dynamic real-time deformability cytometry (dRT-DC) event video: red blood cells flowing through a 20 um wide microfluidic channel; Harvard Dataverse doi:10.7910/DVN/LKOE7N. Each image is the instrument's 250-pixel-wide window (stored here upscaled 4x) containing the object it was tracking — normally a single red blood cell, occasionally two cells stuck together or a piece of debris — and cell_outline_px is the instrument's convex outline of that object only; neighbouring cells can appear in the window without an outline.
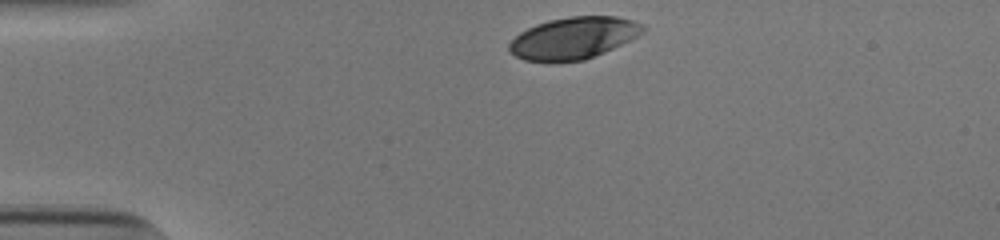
{"species": "human", "species_latin": "Homo sapiens", "temperature_condition": "cold", "stored_images_in_passage": 33, "camera_frame_rate_fps": 3000, "um_per_image_px": 0.085, "donor": {"sex": "male"}, "frame": {"image": 1, "passage_image": 1, "time_ms": 0.0, "image_size_px": [1000, 240], "cell_outline_px": [[644, 32], [604, 52], [584, 60], [552, 64], [548, 64], [524, 60], [516, 56], [508, 48], [508, 44], [520, 32], [536, 24], [548, 20], [572, 16], [616, 16], [632, 20], [644, 24]], "centroid_in_image_um": [48.71, 3.26], "position_along_channel_um": 36.3, "area_um2": 32.89}}
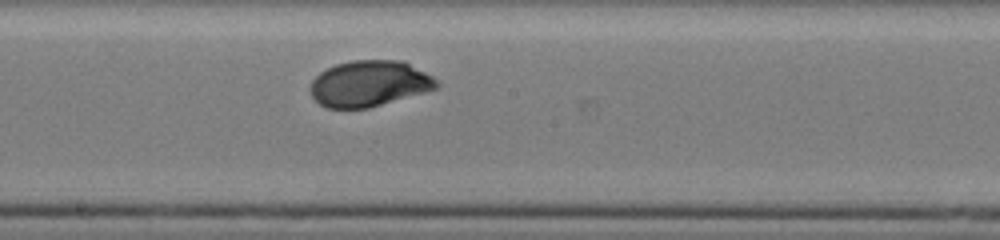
{"frame": {"image": 2, "passage_image": 19, "time_ms": 6.0, "image_size_px": [1000, 240], "cell_outline_px": [[440, 88], [368, 108], [328, 108], [320, 104], [312, 96], [308, 88], [312, 80], [320, 72], [336, 64], [352, 60], [400, 60], [432, 76], [440, 84]], "centroid_in_image_um": [31.37, 7.11], "position_along_channel_um": 216.8, "area_um2": 33.76}}
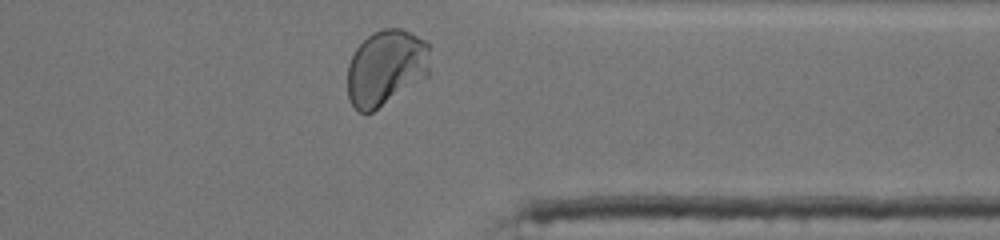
{"frame": {"image": 3, "passage_image": 32, "time_ms": 10.333, "image_size_px": [1000, 240], "cell_outline_px": [[428, 76], [372, 112], [360, 112], [348, 100], [348, 64], [356, 48], [372, 32], [384, 28], [400, 28], [428, 40]], "centroid_in_image_um": [32.8, 5.74], "position_along_channel_um": 378.6, "area_um2": 36.36}, "authors_computed_cell_mechanics": {"area_um2": 34.1598, "velocity_mm_per_s": 3.8196, "shape_relaxation_time_tau1_ms": 3.2007, "shape_relaxation_time_tau2_ms": null, "deformation_change_tau1": 0.141, "deformation_change_tau2": null}}